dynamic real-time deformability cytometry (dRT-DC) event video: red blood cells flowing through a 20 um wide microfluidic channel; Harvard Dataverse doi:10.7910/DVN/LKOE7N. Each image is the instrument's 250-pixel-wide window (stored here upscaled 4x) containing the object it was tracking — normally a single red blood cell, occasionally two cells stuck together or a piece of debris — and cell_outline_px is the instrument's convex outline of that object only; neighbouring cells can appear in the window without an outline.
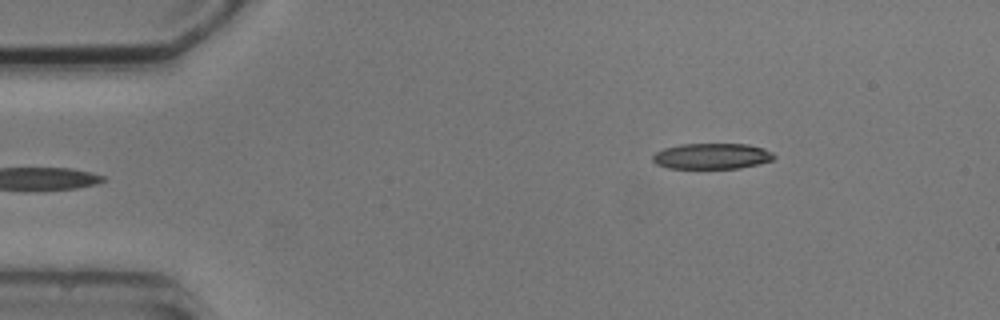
{"species": "common noctule bat (a hibernating species)", "species_latin": "Nyctalus noctula", "temperature_condition": "cold", "stored_images_in_passage": 5, "camera_frame_rate_fps": 3000, "um_per_image_px": 0.085, "animal": {"sex": "male", "body_mass_g": 20.5, "forearm_length_mm": 52.5}, "frame": {"image": 1, "passage_image": 5, "time_ms": 4.667, "image_size_px": [1000, 320], "cell_outline_px": [[776, 156], [772, 160], [760, 164], [740, 168], [668, 168], [656, 164], [652, 160], [652, 156], [656, 152], [664, 148], [680, 144], [748, 144], [764, 148], [772, 152]], "centroid_in_image_um": [60.52, 13.27], "position_along_channel_um": 24.5, "area_um2": 18.32}}